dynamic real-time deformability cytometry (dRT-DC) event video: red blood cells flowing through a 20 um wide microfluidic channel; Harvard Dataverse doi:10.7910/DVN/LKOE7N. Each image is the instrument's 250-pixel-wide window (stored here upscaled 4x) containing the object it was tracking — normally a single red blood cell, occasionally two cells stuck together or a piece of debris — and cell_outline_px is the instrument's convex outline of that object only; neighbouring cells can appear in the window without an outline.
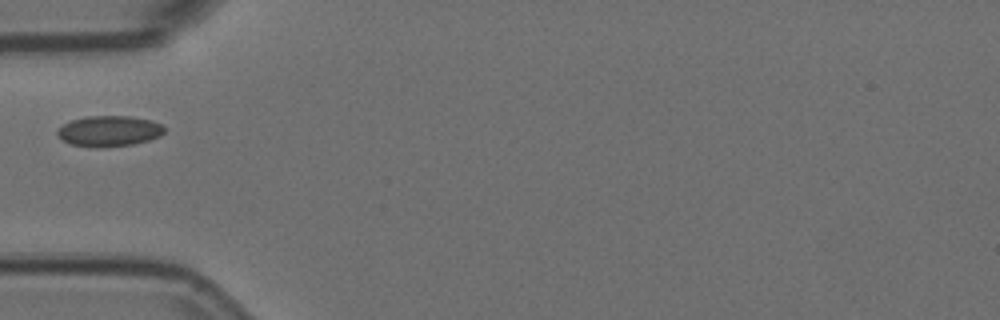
{"species": "Egyptian fruit bat (a non-hibernating species)", "species_latin": "Rousettus aegyptiacus", "temperature_condition": "room temperature", "stored_images_in_passage": 1, "camera_frame_rate_fps": 3000, "um_per_image_px": 0.085, "animal": {"sex": "female"}, "frame": {"image": 1, "passage_image": 1, "time_ms": 0.0, "image_size_px": [1000, 320], "cell_outline_px": [[164, 132], [160, 136], [148, 140], [132, 144], [92, 148], [72, 144], [64, 140], [56, 132], [64, 124], [72, 120], [88, 116], [128, 116], [148, 120], [160, 124], [164, 128]], "centroid_in_image_um": [9.27, 11.14], "position_along_channel_um": 75.7, "area_um2": 18.73}}